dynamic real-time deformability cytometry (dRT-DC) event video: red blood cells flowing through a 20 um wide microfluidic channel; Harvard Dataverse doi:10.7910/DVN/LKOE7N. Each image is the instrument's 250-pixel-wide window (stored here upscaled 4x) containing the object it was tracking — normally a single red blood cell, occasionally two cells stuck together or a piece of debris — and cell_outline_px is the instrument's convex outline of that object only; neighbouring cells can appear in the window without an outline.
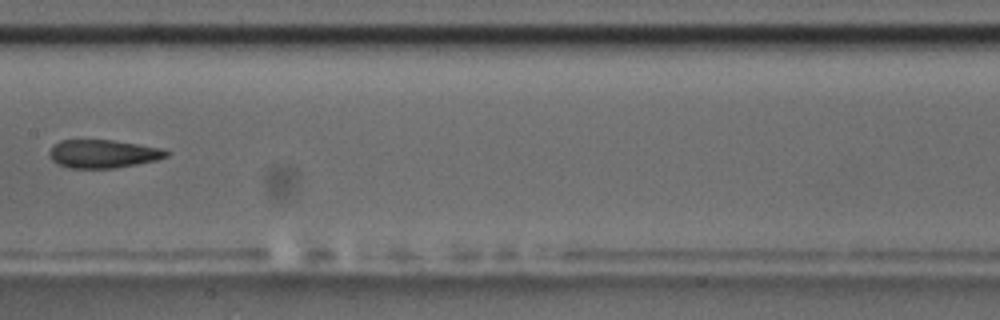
{"species": "common noctule bat (a hibernating species)", "species_latin": "Nyctalus noctula", "temperature_condition": "room temperature", "stored_images_in_passage": 9, "camera_frame_rate_fps": 3000, "um_per_image_px": 0.085, "animal": {"sex": "male", "body_mass_g": 17.5, "forearm_length_mm": 52.3}, "frame": {"image": 1, "passage_image": 7, "time_ms": 7.0, "image_size_px": [1000, 320], "cell_outline_px": [[172, 152], [168, 156], [156, 160], [136, 164], [112, 168], [68, 168], [52, 160], [48, 156], [48, 152], [60, 140], [112, 140], [164, 148]], "centroid_in_image_um": [8.8, 13.07], "position_along_channel_um": 198.6, "area_um2": 19.25}}